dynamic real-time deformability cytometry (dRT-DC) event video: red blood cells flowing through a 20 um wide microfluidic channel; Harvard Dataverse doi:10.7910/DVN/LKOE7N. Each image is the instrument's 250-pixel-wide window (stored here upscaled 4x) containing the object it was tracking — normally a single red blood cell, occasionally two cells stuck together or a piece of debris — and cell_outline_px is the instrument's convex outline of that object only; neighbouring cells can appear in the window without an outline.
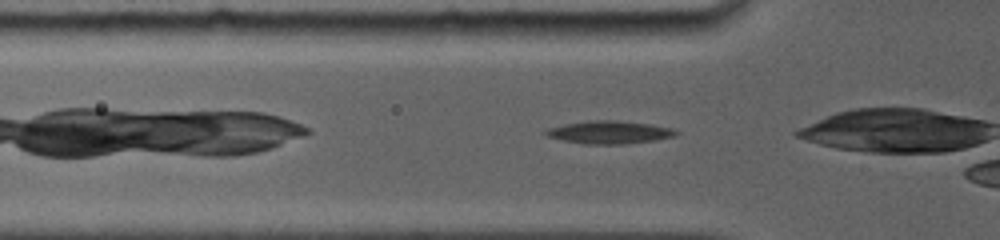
{"species": "common noctule bat (a hibernating species)", "species_latin": "Nyctalus noctula", "temperature_condition": "room temperature", "stored_images_in_passage": 5, "camera_frame_rate_fps": 5000, "um_per_image_px": 0.085, "animal": {"sex": "female", "body_mass_g": 19.0, "forearm_length_mm": 56.7}, "frame": {"image": 1, "passage_image": 2, "time_ms": 0.4, "image_size_px": [1000, 240], "cell_outline_px": [[680, 132], [676, 136], [656, 140], [620, 144], [584, 144], [560, 140], [548, 136], [540, 132], [548, 128], [564, 124], [588, 120], [616, 120], [652, 124], [672, 128]], "centroid_in_image_um": [51.78, 11.24], "position_along_channel_um": 74.0, "area_um2": 17.57}}